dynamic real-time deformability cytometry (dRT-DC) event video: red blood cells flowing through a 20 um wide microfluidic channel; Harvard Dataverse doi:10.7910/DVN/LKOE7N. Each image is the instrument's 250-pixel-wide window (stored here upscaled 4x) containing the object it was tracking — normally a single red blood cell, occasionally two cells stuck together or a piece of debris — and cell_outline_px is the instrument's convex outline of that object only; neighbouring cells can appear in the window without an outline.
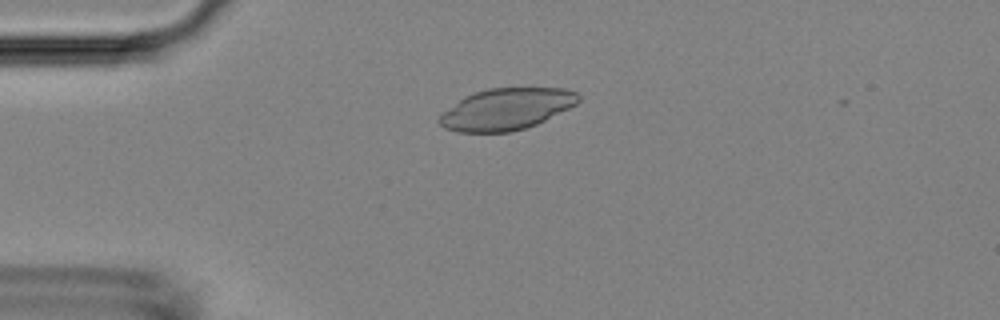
{"species": "Egyptian fruit bat (a non-hibernating species)", "species_latin": "Rousettus aegyptiacus", "temperature_condition": "room temperature", "stored_images_in_passage": 46, "camera_frame_rate_fps": 3000, "um_per_image_px": 0.085, "animal": {"sex": "female"}, "frame": {"image": 1, "passage_image": 7, "time_ms": 2.0, "image_size_px": [1000, 320], "cell_outline_px": [[580, 100], [576, 104], [536, 124], [512, 132], [456, 132], [444, 128], [436, 120], [444, 112], [464, 96], [488, 88], [568, 88], [576, 92], [580, 96]], "centroid_in_image_um": [43.03, 9.27], "position_along_channel_um": 42.0, "area_um2": 33.47}}
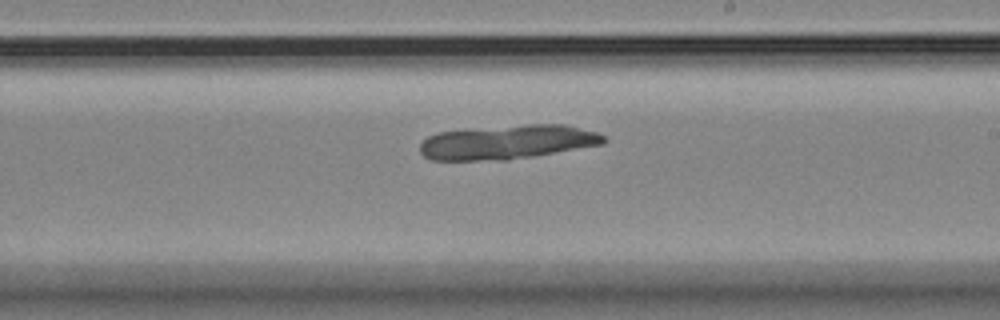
{"frame": {"image": 2, "passage_image": 25, "time_ms": 8.0, "image_size_px": [1000, 320], "cell_outline_px": [[608, 140], [604, 144], [508, 160], [432, 160], [424, 156], [420, 152], [420, 144], [428, 136], [436, 132], [528, 124], [564, 124], [596, 132], [604, 136]], "centroid_in_image_um": [43.13, 12.08], "position_along_channel_um": 245.9, "area_um2": 36.47}}
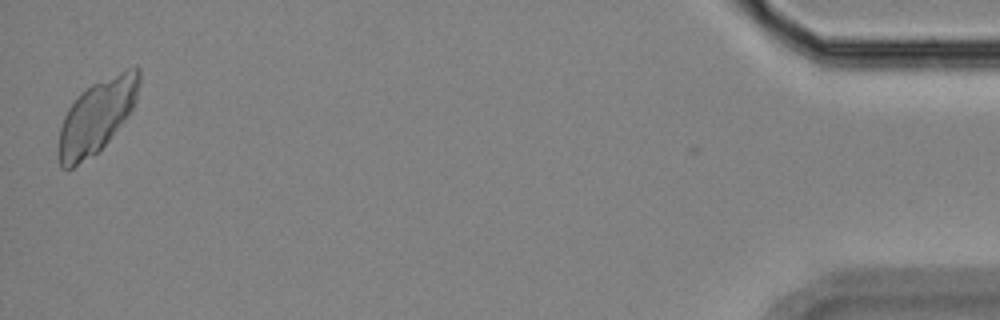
{"frame": {"image": 3, "passage_image": 46, "time_ms": 15.0, "image_size_px": [1000, 320], "cell_outline_px": [[140, 84], [136, 100], [128, 116], [108, 140], [96, 152], [72, 168], [60, 168], [56, 152], [60, 128], [64, 116], [68, 108], [80, 92], [92, 84], [136, 64], [140, 68]], "centroid_in_image_um": [8.21, 9.86], "position_along_channel_um": 427.0, "area_um2": 34.45}}